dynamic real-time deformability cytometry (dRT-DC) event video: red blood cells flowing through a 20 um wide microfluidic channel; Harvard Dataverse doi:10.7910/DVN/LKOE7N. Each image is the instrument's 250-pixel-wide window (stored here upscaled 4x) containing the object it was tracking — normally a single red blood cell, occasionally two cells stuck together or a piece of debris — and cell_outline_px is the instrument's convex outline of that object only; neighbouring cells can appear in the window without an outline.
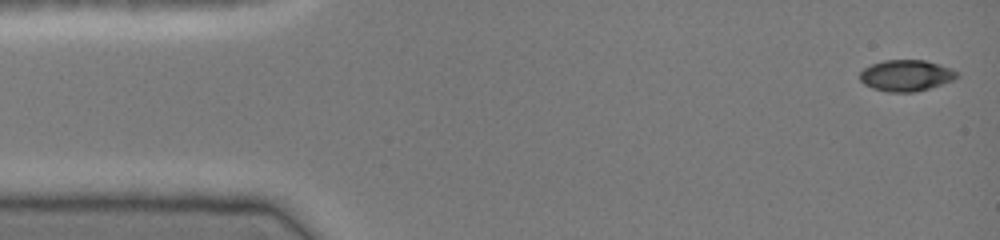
{"species": "common noctule bat (a hibernating species)", "species_latin": "Nyctalus noctula", "temperature_condition": "cold", "stored_images_in_passage": 46, "camera_frame_rate_fps": 3000, "um_per_image_px": 0.085, "animal": {"sex": "female", "body_mass_g": 19.0, "forearm_length_mm": 51.5}, "frame": {"image": 1, "passage_image": 1, "time_ms": 0.0, "image_size_px": [1000, 240], "cell_outline_px": [[960, 76], [952, 80], [916, 92], [888, 92], [872, 88], [864, 84], [860, 80], [860, 72], [864, 68], [872, 64], [884, 60], [924, 60], [940, 64], [952, 68], [960, 72]], "centroid_in_image_um": [77.04, 6.41], "position_along_channel_um": 8.0, "area_um2": 17.74}}
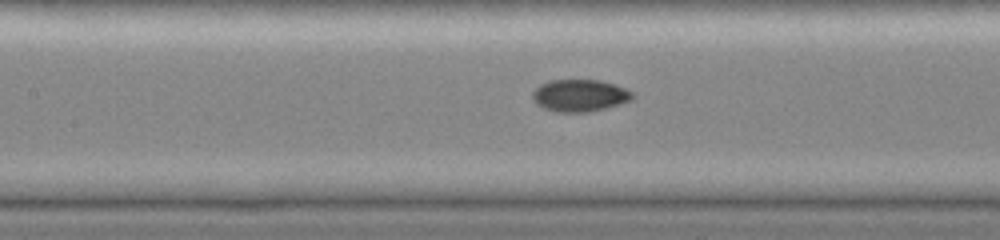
{"frame": {"image": 2, "passage_image": 20, "time_ms": 6.333, "image_size_px": [1000, 240], "cell_outline_px": [[636, 96], [632, 100], [620, 104], [588, 112], [556, 112], [544, 108], [536, 104], [532, 100], [532, 92], [540, 84], [552, 80], [600, 80], [616, 84], [632, 92]], "centroid_in_image_um": [49.28, 8.12], "position_along_channel_um": 158.1, "area_um2": 18.84}}
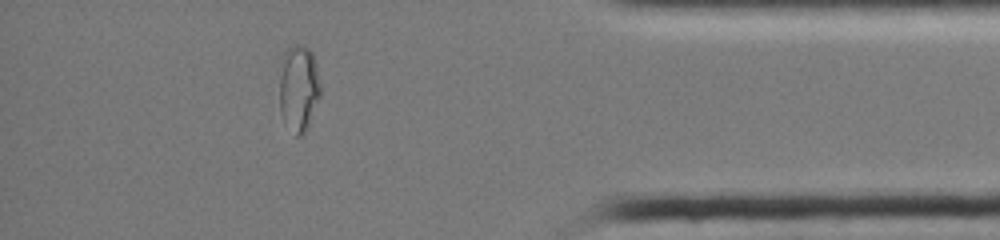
{"frame": {"image": 3, "passage_image": 40, "time_ms": 13.0, "image_size_px": [1000, 240], "cell_outline_px": [[320, 96], [308, 124], [304, 132], [300, 136], [296, 136], [280, 112], [280, 60], [284, 52], [292, 44], [304, 44], [312, 52], [316, 64], [320, 84]], "centroid_in_image_um": [25.38, 7.4], "position_along_channel_um": 409.8, "area_um2": 20.58}, "authors_computed_cell_mechanics": {"area_um2": 18.3804, "velocity_mm_per_s": 4.1193, "shape_relaxation_time_tau1_ms": 6.7718, "shape_relaxation_time_tau2_ms": 1.1088, "deformation_change_tau1": 0.187, "deformation_change_tau2": 0.0363}}